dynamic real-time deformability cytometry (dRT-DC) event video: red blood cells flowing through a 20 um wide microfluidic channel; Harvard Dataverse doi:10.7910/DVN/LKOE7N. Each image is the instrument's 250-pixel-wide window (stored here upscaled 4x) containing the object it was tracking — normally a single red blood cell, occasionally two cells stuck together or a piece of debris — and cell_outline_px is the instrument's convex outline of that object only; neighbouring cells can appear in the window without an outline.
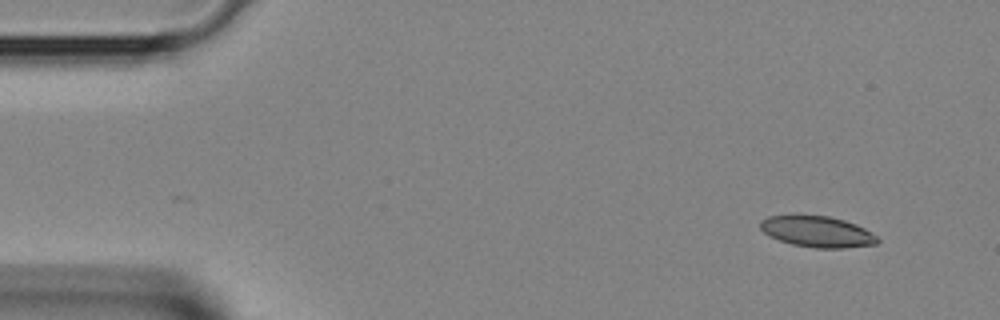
{"species": "Egyptian fruit bat (a non-hibernating species)", "species_latin": "Rousettus aegyptiacus", "temperature_condition": "room temperature", "stored_images_in_passage": 3, "camera_frame_rate_fps": 3000, "um_per_image_px": 0.085, "animal": {"sex": "female"}, "frame": {"image": 1, "passage_image": 1, "time_ms": 0.0, "image_size_px": [1000, 320], "cell_outline_px": [[880, 240], [876, 244], [844, 248], [816, 248], [792, 244], [768, 236], [760, 228], [760, 220], [768, 216], [792, 212], [796, 212], [828, 216], [844, 220], [856, 224], [864, 228], [876, 236]], "centroid_in_image_um": [69.39, 19.64], "position_along_channel_um": 15.6, "area_um2": 21.91}}
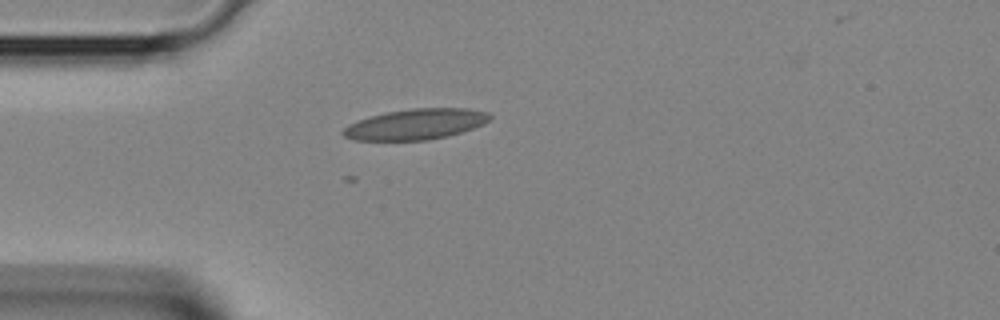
{"frame": {"image": 2, "passage_image": 3, "time_ms": 0.667, "image_size_px": [1000, 320], "cell_outline_px": [[492, 116], [484, 124], [448, 136], [428, 140], [352, 140], [344, 136], [340, 132], [348, 124], [384, 112], [412, 108], [468, 108], [488, 112]], "centroid_in_image_um": [35.33, 10.55], "position_along_channel_um": 49.7, "area_um2": 26.18}}